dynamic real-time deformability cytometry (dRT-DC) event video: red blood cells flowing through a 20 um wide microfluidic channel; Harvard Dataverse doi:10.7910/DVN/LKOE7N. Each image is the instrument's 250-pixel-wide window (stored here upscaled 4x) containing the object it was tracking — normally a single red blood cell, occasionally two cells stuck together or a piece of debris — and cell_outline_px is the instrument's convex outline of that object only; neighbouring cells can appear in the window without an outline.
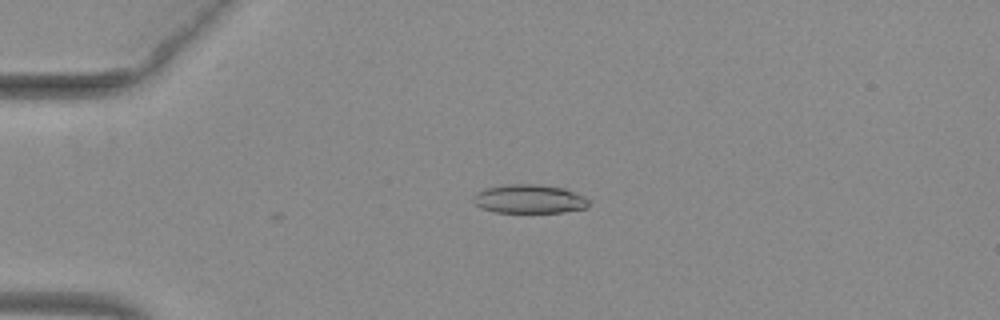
{"species": "common noctule bat (a hibernating species)", "species_latin": "Nyctalus noctula", "temperature_condition": "warm", "stored_images_in_passage": 38, "camera_frame_rate_fps": 3000, "um_per_image_px": 0.085, "animal": {"sex": "female", "body_mass_g": 29.2, "forearm_length_mm": 56.3}, "frame": {"image": 1, "passage_image": 2, "time_ms": 0.333, "image_size_px": [1000, 320], "cell_outline_px": [[588, 208], [564, 212], [496, 212], [480, 208], [472, 200], [472, 196], [476, 192], [484, 188], [504, 184], [540, 184], [564, 188], [584, 196], [588, 200]], "centroid_in_image_um": [44.96, 16.9], "position_along_channel_um": 40.0, "area_um2": 19.59}}
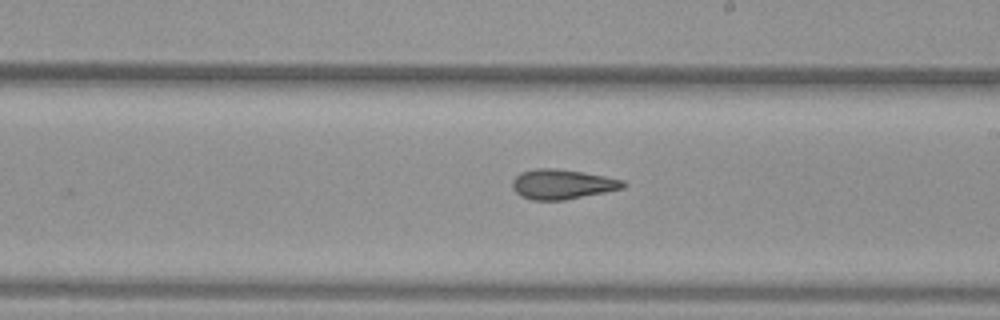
{"frame": {"image": 2, "passage_image": 20, "time_ms": 6.333, "image_size_px": [1000, 320], "cell_outline_px": [[628, 184], [624, 188], [564, 200], [532, 200], [520, 196], [512, 188], [512, 180], [520, 172], [536, 168], [556, 168], [604, 176], [624, 180]], "centroid_in_image_um": [47.77, 15.66], "position_along_channel_um": 241.2, "area_um2": 19.25}}
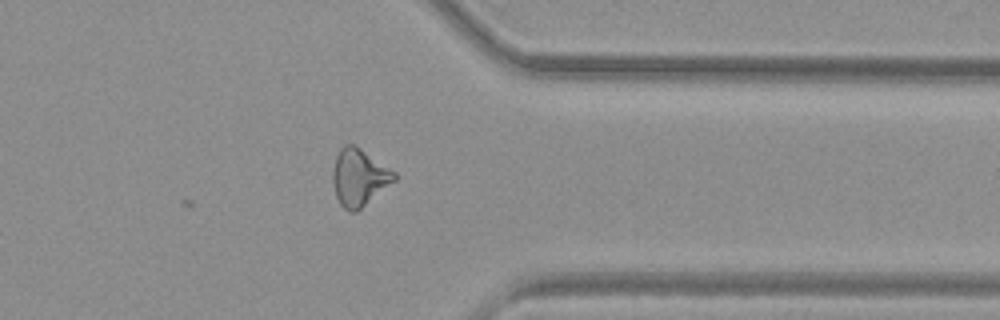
{"frame": {"image": 3, "passage_image": 31, "time_ms": 10.0, "image_size_px": [1000, 320], "cell_outline_px": [[396, 180], [356, 212], [348, 212], [340, 204], [336, 196], [332, 180], [332, 172], [336, 156], [340, 148], [344, 144], [352, 144], [396, 172]], "centroid_in_image_um": [30.5, 15.1], "position_along_channel_um": 380.9, "area_um2": 20.23}, "authors_computed_cell_mechanics": {"area_um2": 19.2474, "velocity_mm_per_s": 3.9765, "shape_relaxation_time_tau1_ms": null, "shape_relaxation_time_tau2_ms": 3.3836, "deformation_change_tau1": null, "deformation_change_tau2": 0.1262}}